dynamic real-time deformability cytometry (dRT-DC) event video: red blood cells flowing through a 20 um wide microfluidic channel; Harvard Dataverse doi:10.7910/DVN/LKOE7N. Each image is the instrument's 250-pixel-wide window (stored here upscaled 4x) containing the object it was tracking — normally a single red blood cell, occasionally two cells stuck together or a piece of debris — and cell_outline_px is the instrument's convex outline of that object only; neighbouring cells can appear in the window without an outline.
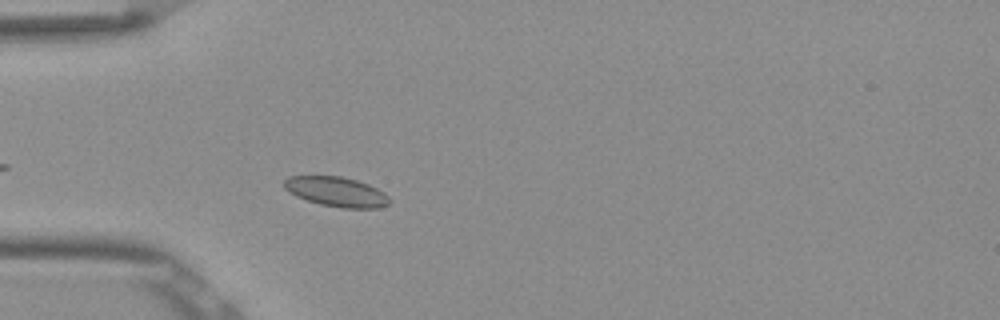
{"species": "Egyptian fruit bat (a non-hibernating species)", "species_latin": "Rousettus aegyptiacus", "temperature_condition": "room temperature", "stored_images_in_passage": 32, "camera_frame_rate_fps": 3000, "um_per_image_px": 0.085, "frame": {"image": 1, "passage_image": 5, "time_ms": 1.333, "image_size_px": [1000, 320], "cell_outline_px": [[392, 200], [388, 204], [380, 208], [344, 208], [320, 204], [296, 196], [288, 192], [284, 188], [284, 180], [288, 176], [340, 176], [356, 180], [368, 184], [384, 192]], "centroid_in_image_um": [28.6, 16.3], "position_along_channel_um": 56.4, "area_um2": 18.26}}
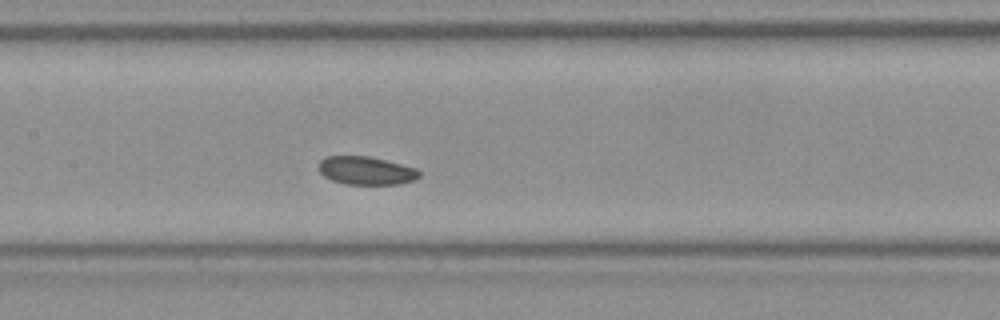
{"frame": {"image": 2, "passage_image": 15, "time_ms": 4.667, "image_size_px": [1000, 320], "cell_outline_px": [[420, 176], [416, 180], [396, 184], [344, 184], [332, 180], [324, 176], [320, 172], [320, 160], [328, 156], [368, 156], [416, 168], [420, 172]], "centroid_in_image_um": [31.13, 14.51], "position_along_channel_um": 176.3, "area_um2": 16.36}}
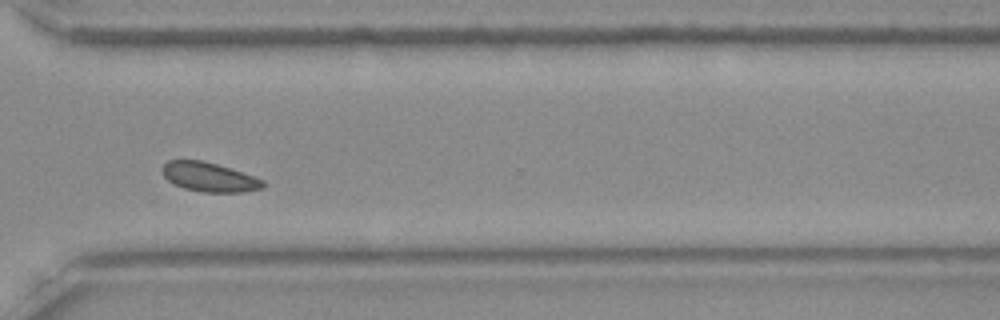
{"frame": {"image": 3, "passage_image": 29, "time_ms": 9.333, "image_size_px": [1000, 320], "cell_outline_px": [[264, 188], [244, 192], [200, 192], [184, 188], [168, 180], [164, 176], [160, 168], [168, 160], [200, 160], [216, 164], [264, 180]], "centroid_in_image_um": [17.76, 15.05], "position_along_channel_um": 352.8, "area_um2": 16.99}, "authors_computed_cell_mechanics": {"area_um2": 16.9932, "velocity_mm_per_s": 3.7838, "shape_relaxation_time_tau1_ms": null, "shape_relaxation_time_tau2_ms": 7.6655, "deformation_change_tau1": null, "deformation_change_tau2": 0.1005}}